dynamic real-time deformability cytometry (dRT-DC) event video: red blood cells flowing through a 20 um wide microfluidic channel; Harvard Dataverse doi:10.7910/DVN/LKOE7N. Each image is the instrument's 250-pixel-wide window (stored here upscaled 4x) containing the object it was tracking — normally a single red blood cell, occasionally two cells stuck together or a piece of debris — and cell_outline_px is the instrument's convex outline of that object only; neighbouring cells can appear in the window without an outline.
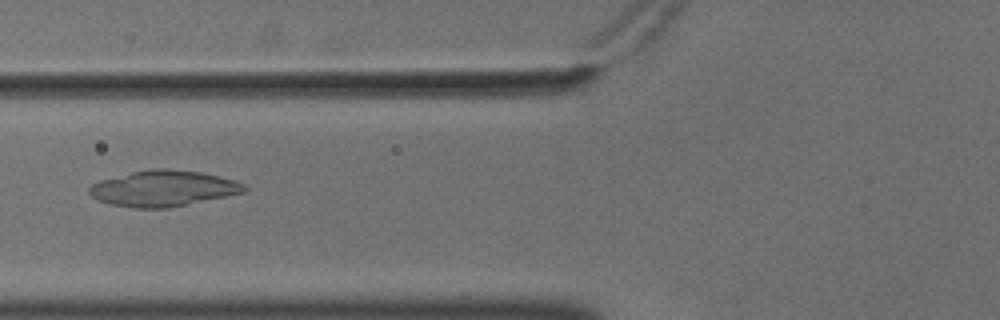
{"species": "common noctule bat (a hibernating species)", "species_latin": "Nyctalus noctula", "temperature_condition": "cold", "stored_images_in_passage": 55, "camera_frame_rate_fps": 3000, "um_per_image_px": 0.085, "animal": {"sex": "male", "body_mass_g": 18.8}, "frame": {"image": 1, "passage_image": 22, "time_ms": 7.0, "image_size_px": [1000, 320], "cell_outline_px": [[248, 188], [244, 192], [168, 208], [132, 208], [112, 204], [96, 200], [88, 192], [88, 188], [92, 184], [100, 180], [148, 168], [168, 168], [200, 172], [236, 180], [244, 184]], "centroid_in_image_um": [13.85, 16.01], "position_along_channel_um": 111.9, "area_um2": 32.37}}
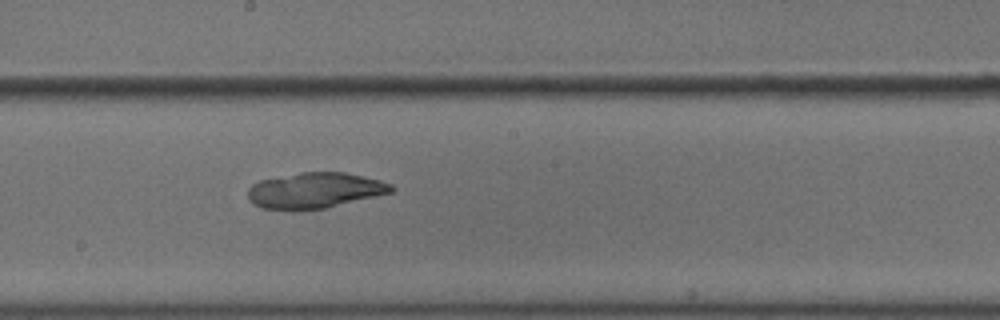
{"frame": {"image": 2, "passage_image": 31, "time_ms": 10.0, "image_size_px": [1000, 320], "cell_outline_px": [[396, 188], [392, 192], [328, 208], [296, 212], [292, 212], [260, 208], [252, 204], [248, 200], [248, 188], [252, 184], [260, 180], [300, 172], [344, 172], [380, 180], [392, 184]], "centroid_in_image_um": [26.72, 16.22], "position_along_channel_um": 221.5, "area_um2": 30.58}}
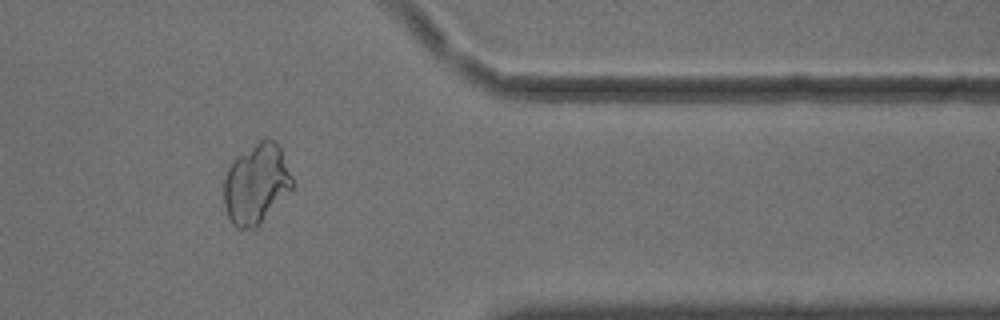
{"frame": {"image": 3, "passage_image": 46, "time_ms": 15.0, "image_size_px": [1000, 320], "cell_outline_px": [[292, 188], [260, 224], [256, 228], [236, 228], [232, 224], [224, 208], [224, 176], [232, 160], [264, 136], [280, 144], [292, 176]], "centroid_in_image_um": [21.77, 15.6], "position_along_channel_um": 389.6, "area_um2": 32.14}}